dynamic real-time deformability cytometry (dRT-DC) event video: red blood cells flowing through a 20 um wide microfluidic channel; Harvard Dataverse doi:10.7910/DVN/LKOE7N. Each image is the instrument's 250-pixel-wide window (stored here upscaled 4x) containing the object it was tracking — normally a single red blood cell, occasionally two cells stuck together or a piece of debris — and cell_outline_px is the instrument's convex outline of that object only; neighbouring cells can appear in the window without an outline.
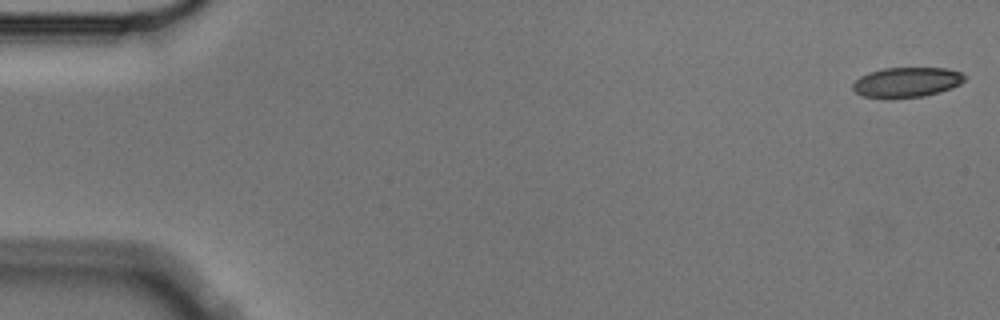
{"species": "Egyptian fruit bat (a non-hibernating species)", "species_latin": "Rousettus aegyptiacus", "temperature_condition": "cold", "stored_images_in_passage": 5, "camera_frame_rate_fps": 3000, "um_per_image_px": 0.085, "animal": {"sex": "male"}, "frame": {"image": 1, "passage_image": 1, "time_ms": 0.0, "image_size_px": [1000, 320], "cell_outline_px": [[964, 80], [960, 84], [952, 88], [940, 92], [924, 96], [892, 100], [884, 100], [864, 96], [856, 92], [852, 88], [852, 84], [860, 76], [868, 72], [884, 68], [948, 68], [960, 72], [964, 76]], "centroid_in_image_um": [77.03, 7.02], "position_along_channel_um": 8.0, "area_um2": 20.0}}
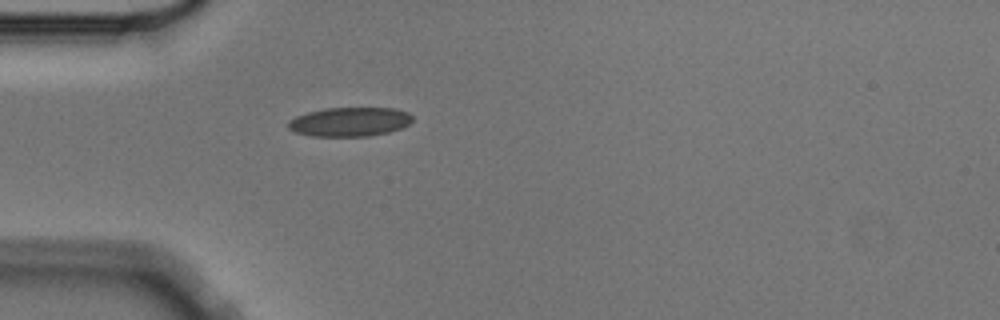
{"frame": {"image": 2, "passage_image": 5, "time_ms": 1.333, "image_size_px": [1000, 320], "cell_outline_px": [[412, 120], [408, 124], [400, 128], [388, 132], [368, 136], [312, 136], [296, 132], [288, 128], [288, 120], [296, 116], [308, 112], [324, 108], [396, 108], [408, 112], [412, 116]], "centroid_in_image_um": [29.71, 10.35], "position_along_channel_um": 55.3, "area_um2": 21.04}}